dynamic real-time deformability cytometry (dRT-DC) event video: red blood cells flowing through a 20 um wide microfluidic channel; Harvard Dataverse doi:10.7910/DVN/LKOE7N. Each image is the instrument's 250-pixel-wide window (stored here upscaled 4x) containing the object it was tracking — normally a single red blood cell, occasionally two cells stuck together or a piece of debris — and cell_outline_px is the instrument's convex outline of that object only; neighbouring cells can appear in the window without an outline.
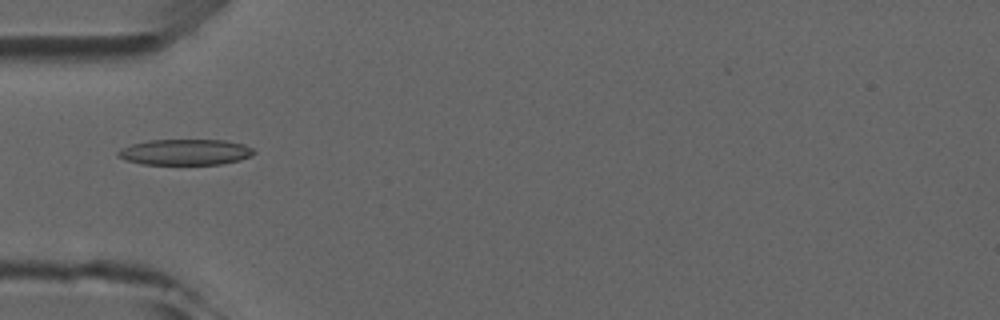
{"species": "common noctule bat (a hibernating species)", "species_latin": "Nyctalus noctula", "temperature_condition": "room temperature", "stored_images_in_passage": 7, "camera_frame_rate_fps": 3000, "um_per_image_px": 0.085, "animal": {"sex": "male", "forearm_length_mm": 52.5}, "frame": {"image": 1, "passage_image": 4, "time_ms": 3.667, "image_size_px": [1000, 320], "cell_outline_px": [[256, 152], [252, 156], [240, 160], [220, 164], [140, 164], [124, 160], [116, 156], [116, 152], [120, 148], [132, 144], [148, 140], [224, 140], [244, 144], [252, 148]], "centroid_in_image_um": [15.72, 12.93], "position_along_channel_um": 69.3, "area_um2": 20.63}}
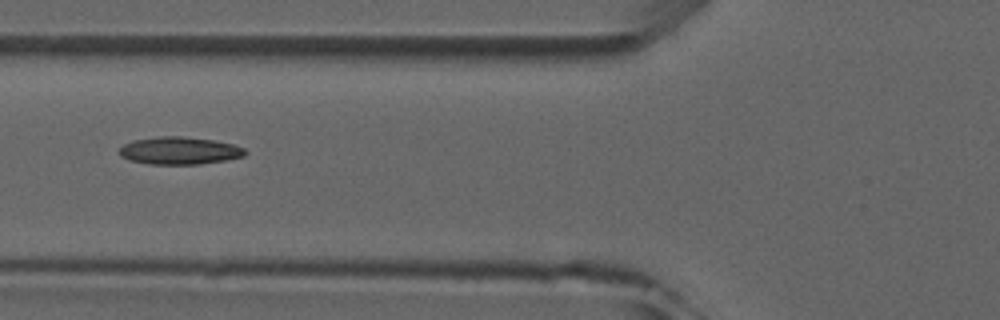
{"frame": {"image": 2, "passage_image": 5, "time_ms": 4.667, "image_size_px": [1000, 320], "cell_outline_px": [[248, 152], [244, 156], [224, 160], [200, 164], [148, 164], [132, 160], [120, 156], [120, 148], [124, 144], [132, 140], [160, 136], [180, 136], [212, 140], [232, 144], [244, 148]], "centroid_in_image_um": [15.25, 12.8], "position_along_channel_um": 110.5, "area_um2": 20.0}}
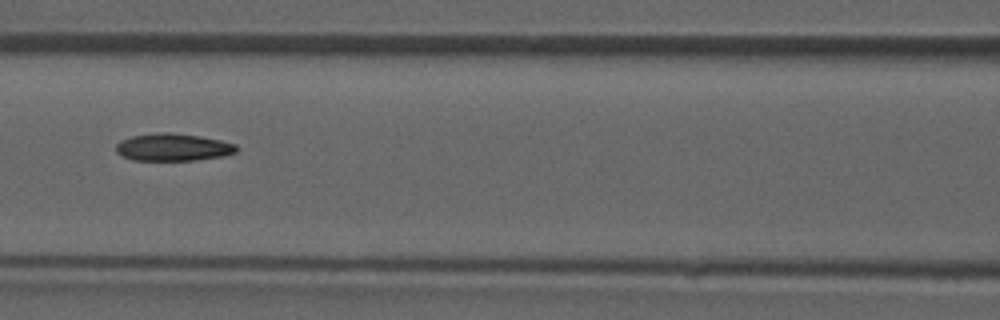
{"frame": {"image": 3, "passage_image": 6, "time_ms": 5.667, "image_size_px": [1000, 320], "cell_outline_px": [[240, 148], [236, 152], [224, 156], [196, 160], [132, 160], [116, 152], [116, 144], [120, 140], [132, 136], [160, 132], [168, 132], [200, 136], [220, 140], [236, 144]], "centroid_in_image_um": [14.73, 12.51], "position_along_channel_um": 151.9, "area_um2": 19.31}}